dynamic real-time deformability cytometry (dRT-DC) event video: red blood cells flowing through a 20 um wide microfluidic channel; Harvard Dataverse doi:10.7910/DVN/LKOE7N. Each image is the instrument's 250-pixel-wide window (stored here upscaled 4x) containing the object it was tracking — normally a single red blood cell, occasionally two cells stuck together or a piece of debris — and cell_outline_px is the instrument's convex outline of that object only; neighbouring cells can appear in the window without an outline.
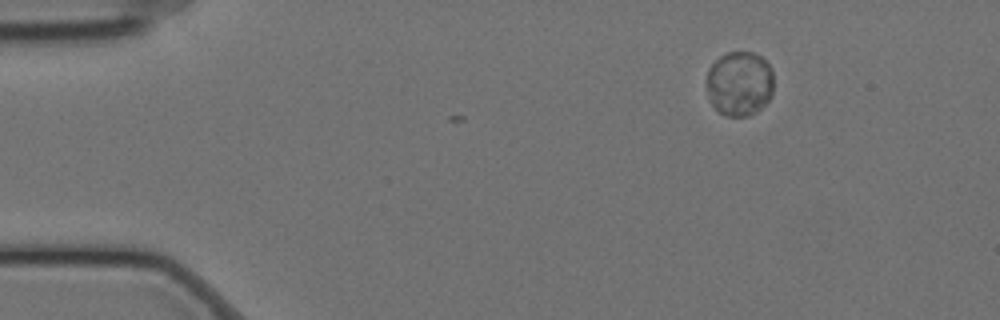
{"species": "Egyptian fruit bat (a non-hibernating species)", "species_latin": "Rousettus aegyptiacus", "temperature_condition": "cold", "stored_images_in_passage": 4, "camera_frame_rate_fps": 3000, "um_per_image_px": 0.085, "animal": {"sex": "female"}, "frame": {"image": 1, "passage_image": 1, "time_ms": 0.0, "image_size_px": [1000, 320], "cell_outline_px": [[772, 96], [756, 112], [748, 116], [724, 116], [712, 104], [708, 96], [708, 68], [720, 56], [728, 52], [752, 52], [760, 56], [772, 68]], "centroid_in_image_um": [62.86, 7.1], "position_along_channel_um": 22.1, "area_um2": 25.14}}